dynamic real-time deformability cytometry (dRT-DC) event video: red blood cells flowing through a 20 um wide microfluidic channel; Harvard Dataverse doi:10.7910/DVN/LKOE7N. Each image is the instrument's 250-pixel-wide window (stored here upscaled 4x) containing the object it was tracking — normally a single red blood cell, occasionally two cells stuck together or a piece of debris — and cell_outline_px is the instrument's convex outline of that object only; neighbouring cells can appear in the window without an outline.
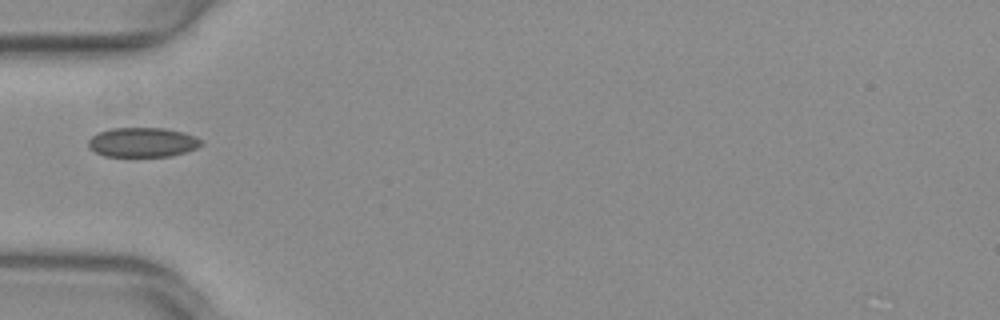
{"species": "common noctule bat (a hibernating species)", "species_latin": "Nyctalus noctula", "temperature_condition": "warm", "stored_images_in_passage": 35, "camera_frame_rate_fps": 3000, "um_per_image_px": 0.085, "animal": {"sex": "female", "body_mass_g": 29.2, "forearm_length_mm": 56.3}, "frame": {"image": 1, "passage_image": 1, "time_ms": 0.0, "image_size_px": [1000, 320], "cell_outline_px": [[204, 144], [196, 148], [172, 156], [104, 156], [96, 152], [88, 144], [88, 140], [92, 136], [100, 132], [112, 128], [164, 128], [184, 132], [196, 136], [204, 140]], "centroid_in_image_um": [12.18, 12.09], "position_along_channel_um": 72.8, "area_um2": 19.42}}
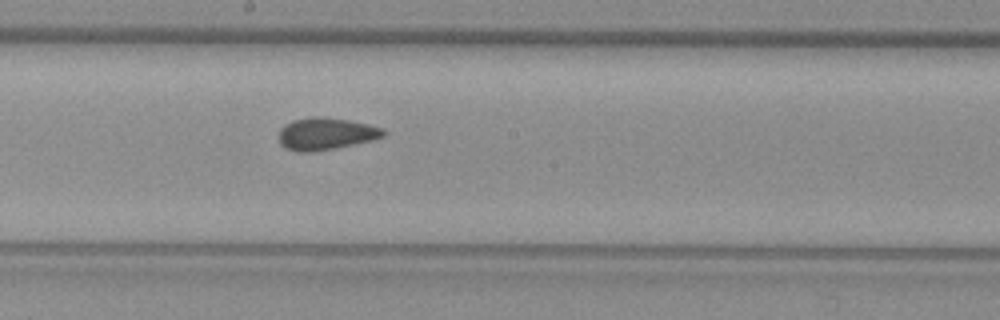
{"frame": {"image": 2, "passage_image": 12, "time_ms": 3.667, "image_size_px": [1000, 320], "cell_outline_px": [[388, 132], [384, 136], [372, 140], [332, 148], [308, 152], [300, 152], [288, 148], [280, 144], [280, 128], [284, 124], [292, 120], [308, 116], [320, 116], [348, 120], [368, 124], [380, 128]], "centroid_in_image_um": [27.68, 11.34], "position_along_channel_um": 220.5, "area_um2": 19.36}}
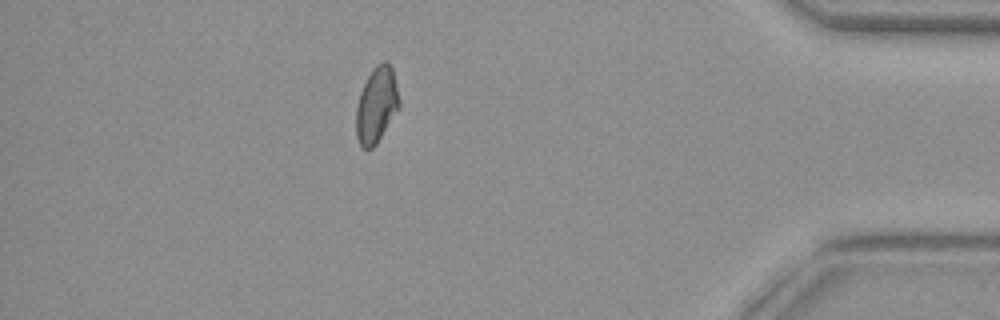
{"frame": {"image": 3, "passage_image": 29, "time_ms": 9.333, "image_size_px": [1000, 320], "cell_outline_px": [[400, 108], [376, 144], [372, 148], [360, 148], [356, 136], [356, 108], [360, 92], [372, 68], [376, 64], [384, 60], [392, 68], [400, 100]], "centroid_in_image_um": [32.0, 8.94], "position_along_channel_um": 403.2, "area_um2": 19.13}, "authors_computed_cell_mechanics": {"area_um2": 19.1896, "velocity_mm_per_s": 4.0114, "shape_relaxation_time_tau1_ms": null, "shape_relaxation_time_tau2_ms": 1.155, "deformation_change_tau1": null, "deformation_change_tau2": 0.0407}}